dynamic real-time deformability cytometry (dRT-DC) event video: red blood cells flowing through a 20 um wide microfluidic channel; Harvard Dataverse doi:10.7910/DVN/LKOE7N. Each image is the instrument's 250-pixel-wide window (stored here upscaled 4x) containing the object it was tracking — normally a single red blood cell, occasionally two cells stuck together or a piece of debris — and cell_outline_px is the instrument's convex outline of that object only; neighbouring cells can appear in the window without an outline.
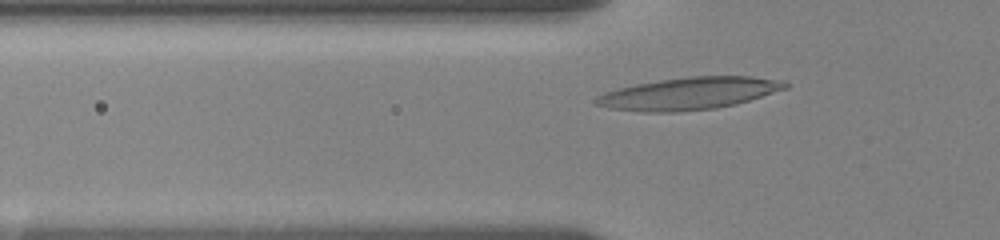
{"species": "human", "species_latin": "Homo sapiens", "temperature_condition": "room temperature", "stored_images_in_passage": 28, "camera_frame_rate_fps": 3000, "um_per_image_px": 0.085, "donor": {"sex": "female"}, "frame": {"image": 1, "passage_image": 7, "time_ms": 2.0, "image_size_px": [1000, 240], "cell_outline_px": [[788, 88], [736, 104], [716, 108], [680, 112], [644, 112], [608, 108], [592, 104], [592, 100], [596, 96], [604, 92], [636, 84], [660, 80], [688, 76], [752, 76], [788, 80]], "centroid_in_image_um": [58.56, 7.94], "position_along_channel_um": 67.2, "area_um2": 35.95}}
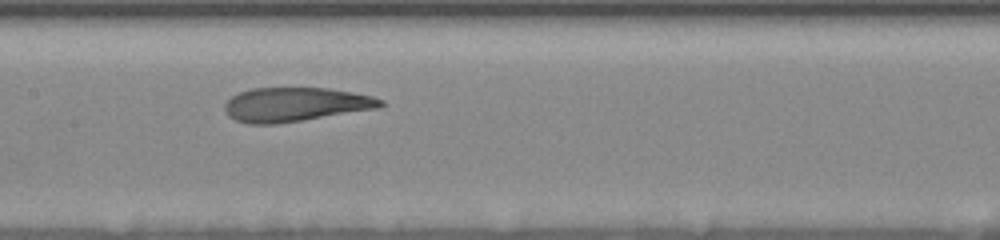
{"frame": {"image": 2, "passage_image": 15, "time_ms": 4.667, "image_size_px": [1000, 240], "cell_outline_px": [[388, 104], [380, 108], [276, 124], [248, 124], [236, 120], [228, 116], [224, 108], [224, 104], [232, 96], [240, 92], [252, 88], [328, 88], [352, 92], [372, 96], [384, 100]], "centroid_in_image_um": [25.13, 8.88], "position_along_channel_um": 182.3, "area_um2": 31.04}}
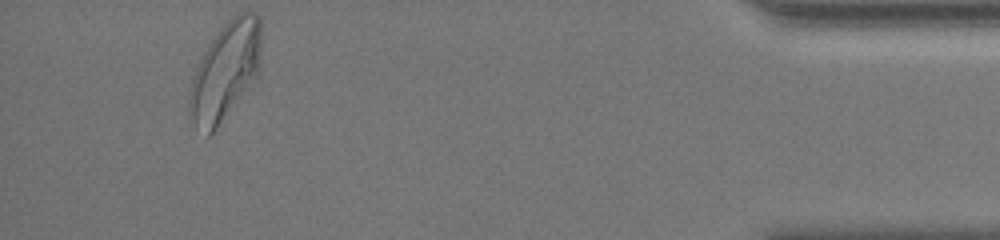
{"frame": {"image": 3, "passage_image": 27, "time_ms": 8.667, "image_size_px": [1000, 240], "cell_outline_px": [[260, 72], [216, 128], [208, 136], [192, 120], [188, 112], [188, 92], [192, 76], [208, 44], [220, 28], [232, 16], [240, 12], [256, 12], [260, 16]], "centroid_in_image_um": [19.14, 6.01], "position_along_channel_um": 416.1, "area_um2": 40.58}, "authors_computed_cell_mechanics": {"area_um2": 32.1368, "velocity_mm_per_s": 3.5597, "shape_relaxation_time_tau1_ms": null, "shape_relaxation_time_tau2_ms": 2.0323, "deformation_change_tau1": null, "deformation_change_tau2": 0.1158}}